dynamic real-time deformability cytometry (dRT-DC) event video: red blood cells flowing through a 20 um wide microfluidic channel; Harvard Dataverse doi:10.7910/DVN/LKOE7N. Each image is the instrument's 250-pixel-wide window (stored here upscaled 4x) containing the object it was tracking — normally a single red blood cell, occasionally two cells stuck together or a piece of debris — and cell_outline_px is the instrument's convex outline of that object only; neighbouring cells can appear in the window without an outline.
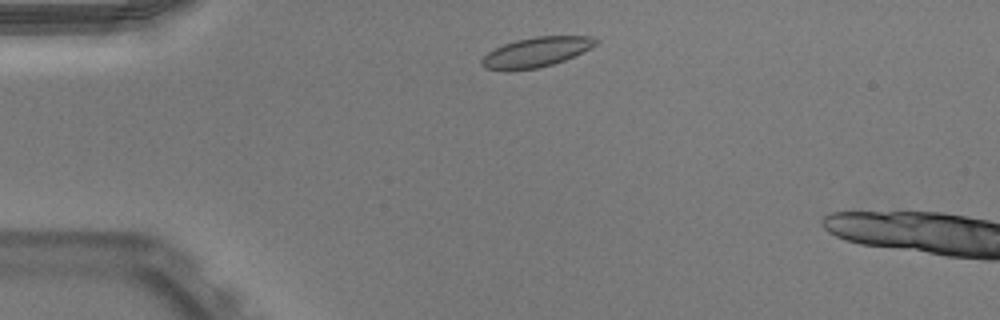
{"species": "Egyptian fruit bat (a non-hibernating species)", "species_latin": "Rousettus aegyptiacus", "temperature_condition": "warm", "stored_images_in_passage": 42, "camera_frame_rate_fps": 3000, "um_per_image_px": 0.085, "animal": {"sex": "male"}, "frame": {"image": 1, "passage_image": 4, "time_ms": 1.0, "image_size_px": [1000, 320], "cell_outline_px": [[600, 40], [596, 44], [564, 60], [552, 64], [536, 68], [504, 72], [484, 68], [480, 64], [480, 60], [488, 52], [504, 44], [516, 40], [536, 36], [588, 36]], "centroid_in_image_um": [45.49, 4.45], "position_along_channel_um": 39.5, "area_um2": 19.71}}
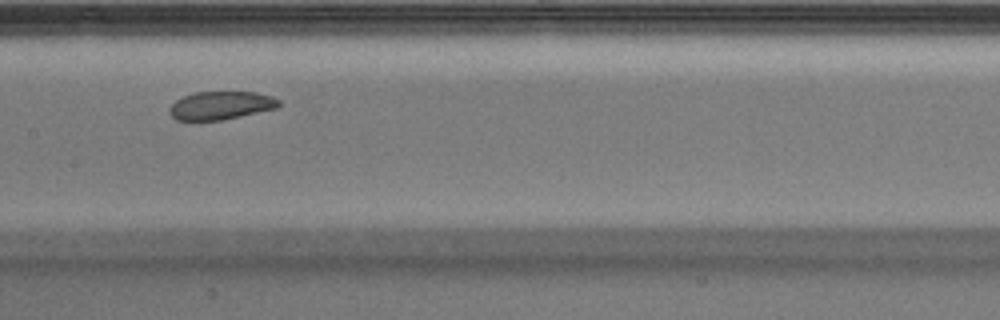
{"frame": {"image": 2, "passage_image": 18, "time_ms": 5.667, "image_size_px": [1000, 320], "cell_outline_px": [[280, 104], [276, 108], [220, 120], [192, 124], [176, 120], [168, 112], [172, 104], [176, 100], [184, 96], [196, 92], [256, 92], [272, 96], [280, 100]], "centroid_in_image_um": [18.69, 9.0], "position_along_channel_um": 188.7, "area_um2": 18.38}}
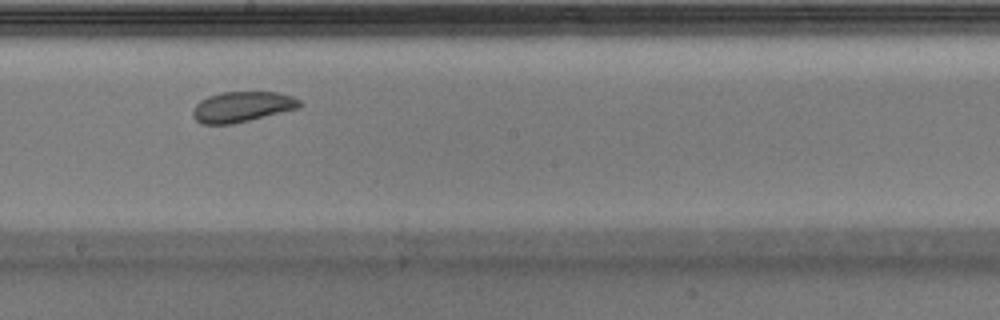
{"frame": {"image": 3, "passage_image": 21, "time_ms": 6.667, "image_size_px": [1000, 320], "cell_outline_px": [[304, 104], [300, 108], [232, 124], [200, 124], [192, 116], [192, 108], [200, 100], [208, 96], [220, 92], [280, 92], [292, 96], [300, 100]], "centroid_in_image_um": [20.58, 9.07], "position_along_channel_um": 227.6, "area_um2": 19.19}}